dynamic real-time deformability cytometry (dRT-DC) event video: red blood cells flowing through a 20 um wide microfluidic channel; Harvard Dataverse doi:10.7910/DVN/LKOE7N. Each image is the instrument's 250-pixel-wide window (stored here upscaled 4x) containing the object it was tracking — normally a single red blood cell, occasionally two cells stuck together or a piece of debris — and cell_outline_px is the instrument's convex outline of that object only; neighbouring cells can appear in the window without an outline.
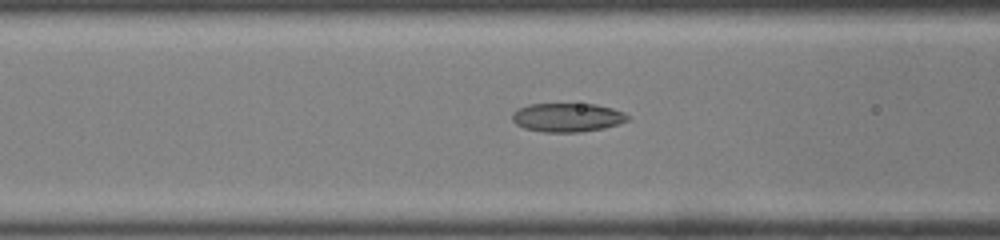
{"species": "common noctule bat (a hibernating species)", "species_latin": "Nyctalus noctula", "temperature_condition": "room temperature", "stored_images_in_passage": 40, "camera_frame_rate_fps": 3000, "um_per_image_px": 0.085, "animal": {"sex": "male", "body_mass_g": 19.0, "forearm_length_mm": 50.8}, "frame": {"image": 1, "passage_image": 12, "time_ms": 3.667, "image_size_px": [1000, 240], "cell_outline_px": [[628, 120], [604, 128], [580, 132], [544, 132], [524, 128], [516, 124], [512, 120], [512, 112], [528, 104], [596, 104], [612, 108], [624, 112], [628, 116]], "centroid_in_image_um": [48.2, 9.98], "position_along_channel_um": 118.4, "area_um2": 19.31}}
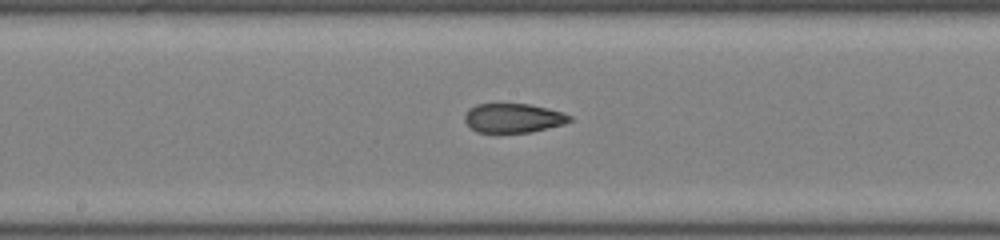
{"frame": {"image": 2, "passage_image": 18, "time_ms": 5.667, "image_size_px": [1000, 240], "cell_outline_px": [[572, 120], [564, 124], [532, 132], [476, 132], [464, 120], [464, 116], [468, 108], [476, 104], [528, 104], [548, 108], [572, 116]], "centroid_in_image_um": [43.62, 10.03], "position_along_channel_um": 204.6, "area_um2": 17.8}}
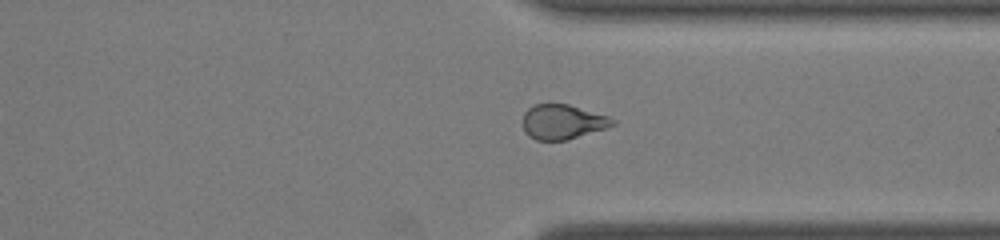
{"frame": {"image": 3, "passage_image": 29, "time_ms": 9.333, "image_size_px": [1000, 240], "cell_outline_px": [[616, 124], [568, 140], [536, 140], [528, 136], [524, 132], [524, 112], [528, 108], [536, 104], [568, 104], [608, 116], [616, 120]], "centroid_in_image_um": [47.81, 10.36], "position_along_channel_um": 363.6, "area_um2": 18.03}, "authors_computed_cell_mechanics": {"area_um2": 19.2763, "velocity_mm_per_s": 4.3254, "shape_relaxation_time_tau1_ms": null, "shape_relaxation_time_tau2_ms": 2.494, "deformation_change_tau1": null, "deformation_change_tau2": 0.1017}}